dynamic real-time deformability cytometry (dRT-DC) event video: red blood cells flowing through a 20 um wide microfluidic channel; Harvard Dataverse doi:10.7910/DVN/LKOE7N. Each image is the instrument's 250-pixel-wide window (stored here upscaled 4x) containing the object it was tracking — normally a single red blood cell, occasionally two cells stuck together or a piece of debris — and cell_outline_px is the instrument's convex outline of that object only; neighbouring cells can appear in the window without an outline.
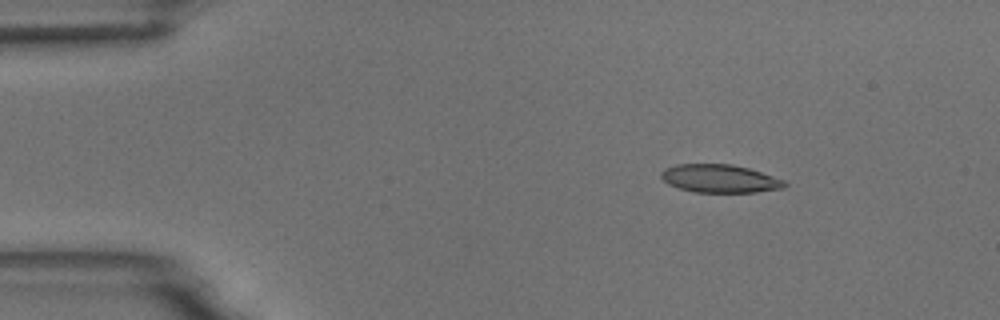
{"species": "common noctule bat (a hibernating species)", "species_latin": "Nyctalus noctula", "temperature_condition": "room temperature", "stored_images_in_passage": 6, "camera_frame_rate_fps": 3000, "um_per_image_px": 0.085, "animal": {"sex": "male", "body_mass_g": 18.8}, "frame": {"image": 1, "passage_image": 2, "time_ms": 1.333, "image_size_px": [1000, 320], "cell_outline_px": [[788, 184], [784, 188], [756, 192], [696, 192], [680, 188], [668, 184], [660, 176], [660, 172], [664, 168], [676, 164], [732, 164], [748, 168], [784, 180]], "centroid_in_image_um": [61.17, 15.17], "position_along_channel_um": 23.8, "area_um2": 20.17}}
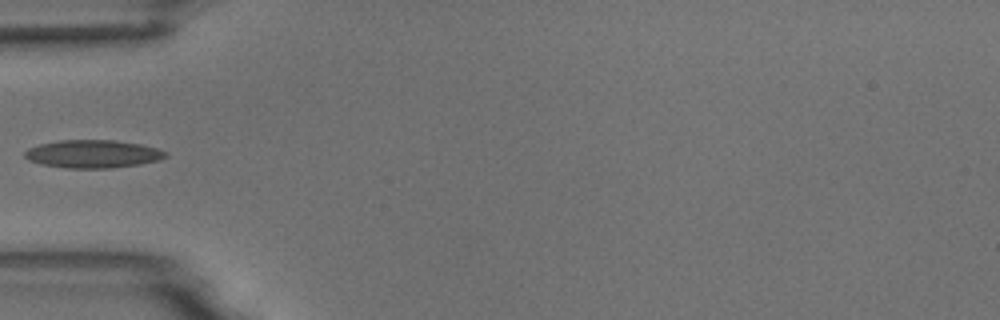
{"frame": {"image": 2, "passage_image": 5, "time_ms": 4.667, "image_size_px": [1000, 320], "cell_outline_px": [[168, 156], [160, 160], [140, 164], [112, 168], [68, 168], [40, 164], [28, 160], [24, 156], [24, 152], [28, 148], [40, 144], [60, 140], [116, 140], [140, 144], [156, 148], [168, 152]], "centroid_in_image_um": [7.91, 13.08], "position_along_channel_um": 77.1, "area_um2": 23.06}}